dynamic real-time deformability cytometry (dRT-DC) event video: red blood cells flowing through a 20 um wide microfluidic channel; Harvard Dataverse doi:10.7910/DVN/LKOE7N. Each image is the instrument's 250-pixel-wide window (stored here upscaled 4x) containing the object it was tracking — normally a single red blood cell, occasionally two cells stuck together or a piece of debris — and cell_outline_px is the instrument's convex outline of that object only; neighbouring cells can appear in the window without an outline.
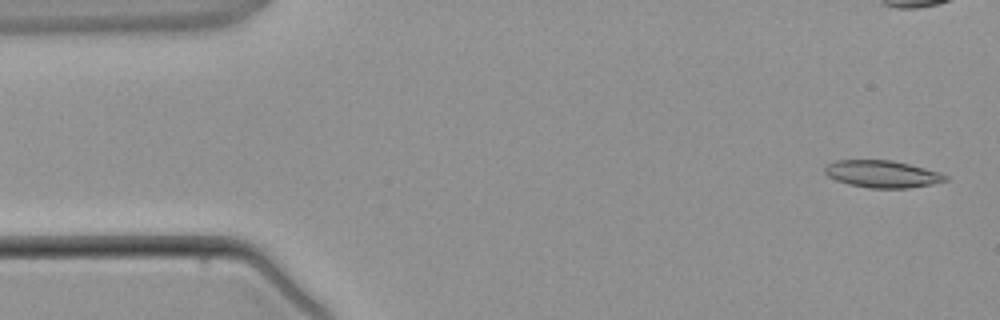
{"species": "common noctule bat (a hibernating species)", "species_latin": "Nyctalus noctula", "temperature_condition": "warm", "stored_images_in_passage": 3, "camera_frame_rate_fps": 3000, "um_per_image_px": 0.085, "animal": {"sex": "male", "body_mass_g": 21.5, "forearm_length_mm": 52.0}, "frame": {"image": 1, "passage_image": 1, "time_ms": 0.0, "image_size_px": [1000, 320], "cell_outline_px": [[948, 180], [932, 184], [908, 188], [868, 188], [848, 184], [836, 180], [828, 176], [824, 172], [824, 164], [832, 160], [892, 160], [940, 172], [948, 176]], "centroid_in_image_um": [74.95, 14.78], "position_along_channel_um": 10.1, "area_um2": 19.25}}